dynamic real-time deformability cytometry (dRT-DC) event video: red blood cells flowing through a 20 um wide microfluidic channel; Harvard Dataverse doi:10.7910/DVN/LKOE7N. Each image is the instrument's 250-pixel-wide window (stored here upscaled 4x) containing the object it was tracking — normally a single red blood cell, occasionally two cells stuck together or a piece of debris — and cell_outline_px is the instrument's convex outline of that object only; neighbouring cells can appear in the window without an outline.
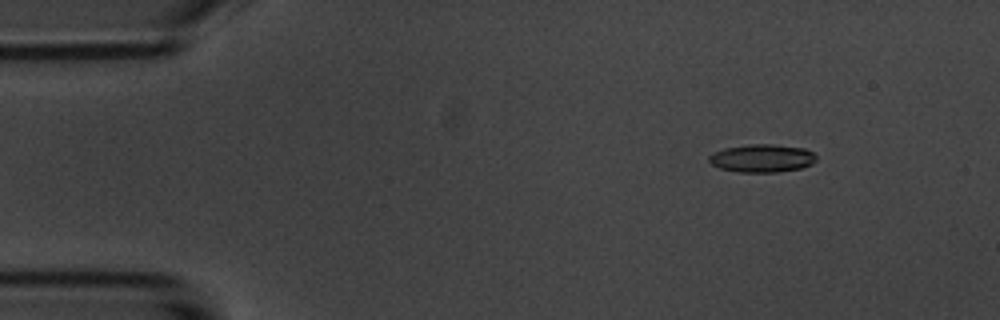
{"species": "common noctule bat (a hibernating species)", "species_latin": "Nyctalus noctula", "temperature_condition": "room temperature", "stored_images_in_passage": 6, "camera_frame_rate_fps": 3000, "um_per_image_px": 0.085, "animal": {"sex": "male", "body_mass_g": 20.1, "forearm_length_mm": 53.5}, "frame": {"image": 1, "passage_image": 2, "time_ms": 1.333, "image_size_px": [1000, 320], "cell_outline_px": [[816, 160], [812, 164], [800, 168], [776, 172], [736, 172], [720, 168], [712, 164], [708, 160], [708, 156], [724, 148], [748, 144], [772, 144], [804, 148], [812, 152], [816, 156]], "centroid_in_image_um": [64.77, 13.45], "position_along_channel_um": 20.2, "area_um2": 17.46}}
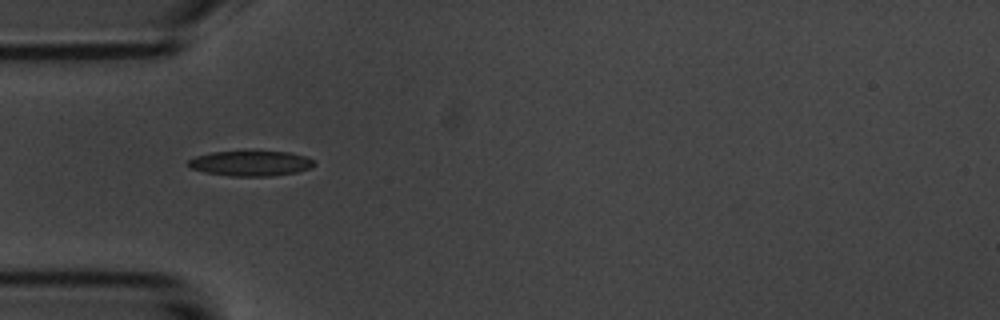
{"frame": {"image": 2, "passage_image": 5, "time_ms": 4.667, "image_size_px": [1000, 320], "cell_outline_px": [[316, 164], [312, 168], [296, 172], [268, 176], [232, 176], [208, 172], [192, 168], [184, 164], [188, 160], [196, 156], [212, 152], [288, 152], [304, 156], [312, 160]], "centroid_in_image_um": [21.3, 13.89], "position_along_channel_um": 63.7, "area_um2": 18.15}}